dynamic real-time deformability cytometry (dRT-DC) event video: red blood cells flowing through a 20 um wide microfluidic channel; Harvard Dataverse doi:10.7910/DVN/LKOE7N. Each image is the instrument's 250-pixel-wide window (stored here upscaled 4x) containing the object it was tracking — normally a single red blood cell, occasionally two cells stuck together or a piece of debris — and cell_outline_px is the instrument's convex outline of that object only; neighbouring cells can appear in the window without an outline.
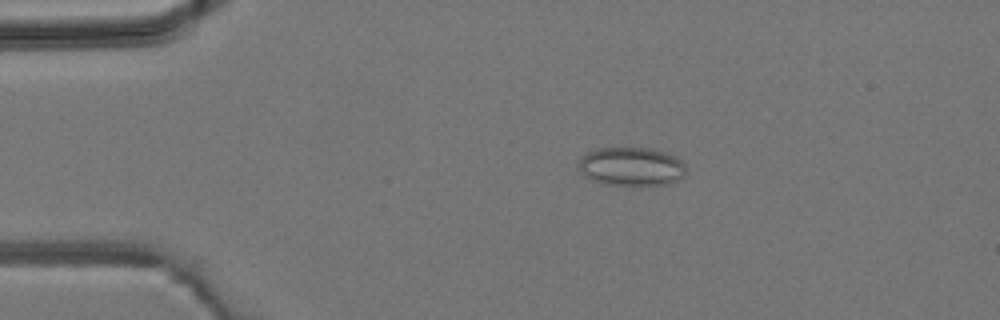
{"species": "common noctule bat (a hibernating species)", "species_latin": "Nyctalus noctula", "temperature_condition": "room temperature", "stored_images_in_passage": 4, "camera_frame_rate_fps": 3000, "um_per_image_px": 0.085, "animal": {"sex": "male", "body_mass_g": 19.2, "forearm_length_mm": 51.8}, "frame": {"image": 1, "passage_image": 4, "time_ms": 3.667, "image_size_px": [1000, 320], "cell_outline_px": [[688, 168], [684, 176], [680, 180], [668, 184], [640, 188], [600, 184], [584, 176], [580, 168], [580, 156], [596, 148], [652, 148], [676, 156]], "centroid_in_image_um": [53.71, 14.21], "position_along_channel_um": 31.3, "area_um2": 25.2}}